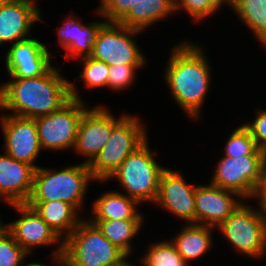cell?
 <instances>
[{"mask_svg":"<svg viewBox=\"0 0 266 266\" xmlns=\"http://www.w3.org/2000/svg\"><path fill=\"white\" fill-rule=\"evenodd\" d=\"M20 213V218L4 224V227L10 232L14 240L28 253L32 250L45 246H55L51 257L53 264L64 266L63 259V239L35 212V210L26 203L10 204ZM59 243V244H58ZM59 245V246H58Z\"/></svg>","mask_w":266,"mask_h":266,"instance_id":"8fae6325","label":"cell"},{"mask_svg":"<svg viewBox=\"0 0 266 266\" xmlns=\"http://www.w3.org/2000/svg\"><path fill=\"white\" fill-rule=\"evenodd\" d=\"M128 258H129V256H127L122 262H120L119 264L114 265V266H136L135 264L130 263L128 261Z\"/></svg>","mask_w":266,"mask_h":266,"instance_id":"e575fe53","label":"cell"},{"mask_svg":"<svg viewBox=\"0 0 266 266\" xmlns=\"http://www.w3.org/2000/svg\"><path fill=\"white\" fill-rule=\"evenodd\" d=\"M51 67L34 78H12L0 85V110L35 119L59 110L70 99V82Z\"/></svg>","mask_w":266,"mask_h":266,"instance_id":"7a4b0ae2","label":"cell"},{"mask_svg":"<svg viewBox=\"0 0 266 266\" xmlns=\"http://www.w3.org/2000/svg\"><path fill=\"white\" fill-rule=\"evenodd\" d=\"M30 256L5 228L0 229V266H22Z\"/></svg>","mask_w":266,"mask_h":266,"instance_id":"f1b7e54d","label":"cell"},{"mask_svg":"<svg viewBox=\"0 0 266 266\" xmlns=\"http://www.w3.org/2000/svg\"><path fill=\"white\" fill-rule=\"evenodd\" d=\"M39 8L34 0H6L0 7V47L30 38L34 23L42 21Z\"/></svg>","mask_w":266,"mask_h":266,"instance_id":"e0dca14e","label":"cell"},{"mask_svg":"<svg viewBox=\"0 0 266 266\" xmlns=\"http://www.w3.org/2000/svg\"><path fill=\"white\" fill-rule=\"evenodd\" d=\"M147 128L138 116L126 114L112 129L111 135L88 165L92 177L106 182L111 174L147 139Z\"/></svg>","mask_w":266,"mask_h":266,"instance_id":"8992f818","label":"cell"},{"mask_svg":"<svg viewBox=\"0 0 266 266\" xmlns=\"http://www.w3.org/2000/svg\"><path fill=\"white\" fill-rule=\"evenodd\" d=\"M222 1H223V2L226 4V6H227V5H229V3H230L231 0H222Z\"/></svg>","mask_w":266,"mask_h":266,"instance_id":"8d00e7d4","label":"cell"},{"mask_svg":"<svg viewBox=\"0 0 266 266\" xmlns=\"http://www.w3.org/2000/svg\"><path fill=\"white\" fill-rule=\"evenodd\" d=\"M242 202L232 214L216 227L236 251L249 258H259L266 255V221L259 208Z\"/></svg>","mask_w":266,"mask_h":266,"instance_id":"ba28073f","label":"cell"},{"mask_svg":"<svg viewBox=\"0 0 266 266\" xmlns=\"http://www.w3.org/2000/svg\"><path fill=\"white\" fill-rule=\"evenodd\" d=\"M213 229L211 226L189 223L182 226L181 231L172 238L171 242L176 246L178 253L187 264L200 259L208 253L213 245Z\"/></svg>","mask_w":266,"mask_h":266,"instance_id":"7402d4cb","label":"cell"},{"mask_svg":"<svg viewBox=\"0 0 266 266\" xmlns=\"http://www.w3.org/2000/svg\"><path fill=\"white\" fill-rule=\"evenodd\" d=\"M1 128L4 135V149L10 157L31 164L35 169V161L41 153L35 119L16 115L1 114Z\"/></svg>","mask_w":266,"mask_h":266,"instance_id":"4fadbf2b","label":"cell"},{"mask_svg":"<svg viewBox=\"0 0 266 266\" xmlns=\"http://www.w3.org/2000/svg\"><path fill=\"white\" fill-rule=\"evenodd\" d=\"M217 163L210 183L236 192L243 200L253 199L266 172V155L223 156Z\"/></svg>","mask_w":266,"mask_h":266,"instance_id":"9c48e42d","label":"cell"},{"mask_svg":"<svg viewBox=\"0 0 266 266\" xmlns=\"http://www.w3.org/2000/svg\"><path fill=\"white\" fill-rule=\"evenodd\" d=\"M91 181L95 179L89 166L83 162L66 166L59 171L39 166L34 172L32 192L28 201L60 200L70 203L81 213Z\"/></svg>","mask_w":266,"mask_h":266,"instance_id":"3957f363","label":"cell"},{"mask_svg":"<svg viewBox=\"0 0 266 266\" xmlns=\"http://www.w3.org/2000/svg\"><path fill=\"white\" fill-rule=\"evenodd\" d=\"M48 47L36 38H28L11 45L5 64L10 78H34L44 75L52 66Z\"/></svg>","mask_w":266,"mask_h":266,"instance_id":"9a60e30c","label":"cell"},{"mask_svg":"<svg viewBox=\"0 0 266 266\" xmlns=\"http://www.w3.org/2000/svg\"><path fill=\"white\" fill-rule=\"evenodd\" d=\"M254 37L266 45V0H231L229 5Z\"/></svg>","mask_w":266,"mask_h":266,"instance_id":"d4e9b609","label":"cell"},{"mask_svg":"<svg viewBox=\"0 0 266 266\" xmlns=\"http://www.w3.org/2000/svg\"><path fill=\"white\" fill-rule=\"evenodd\" d=\"M138 0H100L97 15L107 22H120L137 5Z\"/></svg>","mask_w":266,"mask_h":266,"instance_id":"1f68e13d","label":"cell"},{"mask_svg":"<svg viewBox=\"0 0 266 266\" xmlns=\"http://www.w3.org/2000/svg\"><path fill=\"white\" fill-rule=\"evenodd\" d=\"M243 201L245 200L234 191L217 187L211 183L208 185L197 184L195 191V224L216 228Z\"/></svg>","mask_w":266,"mask_h":266,"instance_id":"2e32d148","label":"cell"},{"mask_svg":"<svg viewBox=\"0 0 266 266\" xmlns=\"http://www.w3.org/2000/svg\"><path fill=\"white\" fill-rule=\"evenodd\" d=\"M35 212L58 234L63 241L78 227L83 219L70 203L60 200L27 201Z\"/></svg>","mask_w":266,"mask_h":266,"instance_id":"ffe728a7","label":"cell"},{"mask_svg":"<svg viewBox=\"0 0 266 266\" xmlns=\"http://www.w3.org/2000/svg\"><path fill=\"white\" fill-rule=\"evenodd\" d=\"M101 233L127 256L132 255V240L139 234L144 219L90 220Z\"/></svg>","mask_w":266,"mask_h":266,"instance_id":"cb8c5ba5","label":"cell"},{"mask_svg":"<svg viewBox=\"0 0 266 266\" xmlns=\"http://www.w3.org/2000/svg\"><path fill=\"white\" fill-rule=\"evenodd\" d=\"M145 65L118 64L109 66L107 87L115 91L128 89L135 79L136 71Z\"/></svg>","mask_w":266,"mask_h":266,"instance_id":"4dcf8cb0","label":"cell"},{"mask_svg":"<svg viewBox=\"0 0 266 266\" xmlns=\"http://www.w3.org/2000/svg\"><path fill=\"white\" fill-rule=\"evenodd\" d=\"M224 148V156L228 157L266 155V152L257 147L255 139L243 124L229 135Z\"/></svg>","mask_w":266,"mask_h":266,"instance_id":"4316f807","label":"cell"},{"mask_svg":"<svg viewBox=\"0 0 266 266\" xmlns=\"http://www.w3.org/2000/svg\"><path fill=\"white\" fill-rule=\"evenodd\" d=\"M181 172L168 168L162 171L154 203L177 218H182L186 224L195 223L197 185L187 183Z\"/></svg>","mask_w":266,"mask_h":266,"instance_id":"5bb4252c","label":"cell"},{"mask_svg":"<svg viewBox=\"0 0 266 266\" xmlns=\"http://www.w3.org/2000/svg\"><path fill=\"white\" fill-rule=\"evenodd\" d=\"M225 6L222 0H175V13L179 10H185L190 14L194 22H200L206 17L220 11Z\"/></svg>","mask_w":266,"mask_h":266,"instance_id":"f546056e","label":"cell"},{"mask_svg":"<svg viewBox=\"0 0 266 266\" xmlns=\"http://www.w3.org/2000/svg\"><path fill=\"white\" fill-rule=\"evenodd\" d=\"M34 172L31 164L0 154V199L8 205L26 203L32 192Z\"/></svg>","mask_w":266,"mask_h":266,"instance_id":"ac0fdd59","label":"cell"},{"mask_svg":"<svg viewBox=\"0 0 266 266\" xmlns=\"http://www.w3.org/2000/svg\"><path fill=\"white\" fill-rule=\"evenodd\" d=\"M24 266H48V265H44V264H40L39 262H31V263H26Z\"/></svg>","mask_w":266,"mask_h":266,"instance_id":"d590c367","label":"cell"},{"mask_svg":"<svg viewBox=\"0 0 266 266\" xmlns=\"http://www.w3.org/2000/svg\"><path fill=\"white\" fill-rule=\"evenodd\" d=\"M2 219H0V229L4 227V223L1 222Z\"/></svg>","mask_w":266,"mask_h":266,"instance_id":"74e56055","label":"cell"},{"mask_svg":"<svg viewBox=\"0 0 266 266\" xmlns=\"http://www.w3.org/2000/svg\"><path fill=\"white\" fill-rule=\"evenodd\" d=\"M140 259L143 266H189L171 240L150 244Z\"/></svg>","mask_w":266,"mask_h":266,"instance_id":"484cf974","label":"cell"},{"mask_svg":"<svg viewBox=\"0 0 266 266\" xmlns=\"http://www.w3.org/2000/svg\"><path fill=\"white\" fill-rule=\"evenodd\" d=\"M253 198L259 200L257 201V204L260 208L259 211L266 221V172L263 179L260 181Z\"/></svg>","mask_w":266,"mask_h":266,"instance_id":"836d02e7","label":"cell"},{"mask_svg":"<svg viewBox=\"0 0 266 266\" xmlns=\"http://www.w3.org/2000/svg\"><path fill=\"white\" fill-rule=\"evenodd\" d=\"M80 63L83 64V69L78 78L80 77L85 88L107 87L109 66L105 62L85 57L80 59Z\"/></svg>","mask_w":266,"mask_h":266,"instance_id":"83f0119b","label":"cell"},{"mask_svg":"<svg viewBox=\"0 0 266 266\" xmlns=\"http://www.w3.org/2000/svg\"><path fill=\"white\" fill-rule=\"evenodd\" d=\"M64 266H114L127 255L112 244L89 219L63 241Z\"/></svg>","mask_w":266,"mask_h":266,"instance_id":"277c9868","label":"cell"},{"mask_svg":"<svg viewBox=\"0 0 266 266\" xmlns=\"http://www.w3.org/2000/svg\"><path fill=\"white\" fill-rule=\"evenodd\" d=\"M140 204L119 191H107L94 200L89 220L144 219L138 210Z\"/></svg>","mask_w":266,"mask_h":266,"instance_id":"44dd1931","label":"cell"},{"mask_svg":"<svg viewBox=\"0 0 266 266\" xmlns=\"http://www.w3.org/2000/svg\"><path fill=\"white\" fill-rule=\"evenodd\" d=\"M6 0H0V7L3 5V3L5 2Z\"/></svg>","mask_w":266,"mask_h":266,"instance_id":"f35d334b","label":"cell"},{"mask_svg":"<svg viewBox=\"0 0 266 266\" xmlns=\"http://www.w3.org/2000/svg\"><path fill=\"white\" fill-rule=\"evenodd\" d=\"M71 99L59 110L35 118L41 149L68 151L73 149L79 123L86 106L74 82H70Z\"/></svg>","mask_w":266,"mask_h":266,"instance_id":"52a82bcc","label":"cell"},{"mask_svg":"<svg viewBox=\"0 0 266 266\" xmlns=\"http://www.w3.org/2000/svg\"><path fill=\"white\" fill-rule=\"evenodd\" d=\"M196 44L184 40L171 48L164 71V80L176 105L194 121L200 119L213 76L203 47Z\"/></svg>","mask_w":266,"mask_h":266,"instance_id":"6da1fadb","label":"cell"},{"mask_svg":"<svg viewBox=\"0 0 266 266\" xmlns=\"http://www.w3.org/2000/svg\"><path fill=\"white\" fill-rule=\"evenodd\" d=\"M148 139L134 152L129 154L122 164L106 180L117 179L125 189L127 196L139 204L154 203L162 171L166 168L156 162L158 152H152Z\"/></svg>","mask_w":266,"mask_h":266,"instance_id":"5b68a950","label":"cell"},{"mask_svg":"<svg viewBox=\"0 0 266 266\" xmlns=\"http://www.w3.org/2000/svg\"><path fill=\"white\" fill-rule=\"evenodd\" d=\"M175 13V0H138L119 22L128 28L145 31L152 24Z\"/></svg>","mask_w":266,"mask_h":266,"instance_id":"603a6c76","label":"cell"},{"mask_svg":"<svg viewBox=\"0 0 266 266\" xmlns=\"http://www.w3.org/2000/svg\"><path fill=\"white\" fill-rule=\"evenodd\" d=\"M116 117L104 106L87 108L82 115L76 135L74 151L86 157L84 164L89 165L103 148L111 135L113 127L125 116Z\"/></svg>","mask_w":266,"mask_h":266,"instance_id":"7c38bea8","label":"cell"},{"mask_svg":"<svg viewBox=\"0 0 266 266\" xmlns=\"http://www.w3.org/2000/svg\"><path fill=\"white\" fill-rule=\"evenodd\" d=\"M143 31L128 28L118 22H106L99 30L90 57L111 65H145L146 57L134 36Z\"/></svg>","mask_w":266,"mask_h":266,"instance_id":"30bf717a","label":"cell"},{"mask_svg":"<svg viewBox=\"0 0 266 266\" xmlns=\"http://www.w3.org/2000/svg\"><path fill=\"white\" fill-rule=\"evenodd\" d=\"M257 113L253 122H245L243 125L249 130L260 150L266 152V109H256Z\"/></svg>","mask_w":266,"mask_h":266,"instance_id":"d6a6232c","label":"cell"},{"mask_svg":"<svg viewBox=\"0 0 266 266\" xmlns=\"http://www.w3.org/2000/svg\"><path fill=\"white\" fill-rule=\"evenodd\" d=\"M72 14L66 16L65 23H63L57 30L58 41L65 51V58H85L90 57L93 52L94 40L101 27L107 22L94 21L90 23H81L80 18ZM71 57V58H70Z\"/></svg>","mask_w":266,"mask_h":266,"instance_id":"d6986e66","label":"cell"}]
</instances>
